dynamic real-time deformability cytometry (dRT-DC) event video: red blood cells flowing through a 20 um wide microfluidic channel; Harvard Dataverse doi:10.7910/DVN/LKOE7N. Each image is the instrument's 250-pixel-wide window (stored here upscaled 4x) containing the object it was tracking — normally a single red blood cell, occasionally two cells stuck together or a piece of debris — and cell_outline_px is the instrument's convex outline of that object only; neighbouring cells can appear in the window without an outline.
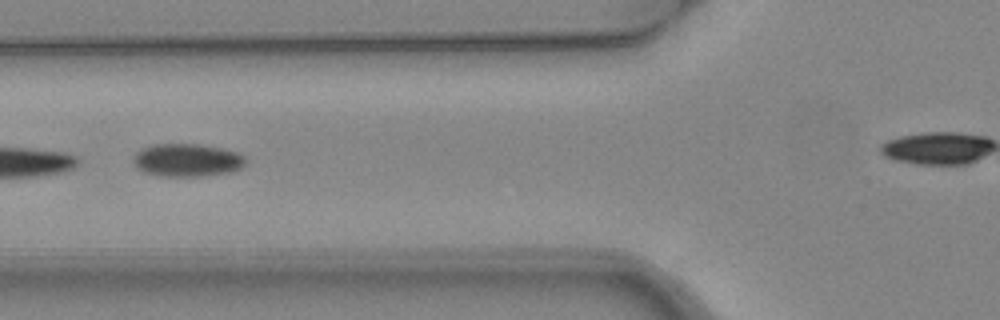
{"species": "common noctule bat (a hibernating species)", "species_latin": "Nyctalus noctula", "temperature_condition": "warm", "stored_images_in_passage": 2, "camera_frame_rate_fps": 3000, "um_per_image_px": 0.085, "animal": {"sex": "female", "body_mass_g": 24.6, "forearm_length_mm": 56.2}, "frame": {"image": 1, "passage_image": 2, "time_ms": 0.333, "image_size_px": [1000, 320], "cell_outline_px": [[244, 164], [240, 168], [232, 172], [200, 176], [160, 176], [144, 172], [136, 168], [132, 160], [132, 156], [136, 152], [152, 144], [200, 144], [220, 148], [236, 152], [244, 156]], "centroid_in_image_um": [15.85, 13.61], "position_along_channel_um": 109.9, "area_um2": 21.56}}